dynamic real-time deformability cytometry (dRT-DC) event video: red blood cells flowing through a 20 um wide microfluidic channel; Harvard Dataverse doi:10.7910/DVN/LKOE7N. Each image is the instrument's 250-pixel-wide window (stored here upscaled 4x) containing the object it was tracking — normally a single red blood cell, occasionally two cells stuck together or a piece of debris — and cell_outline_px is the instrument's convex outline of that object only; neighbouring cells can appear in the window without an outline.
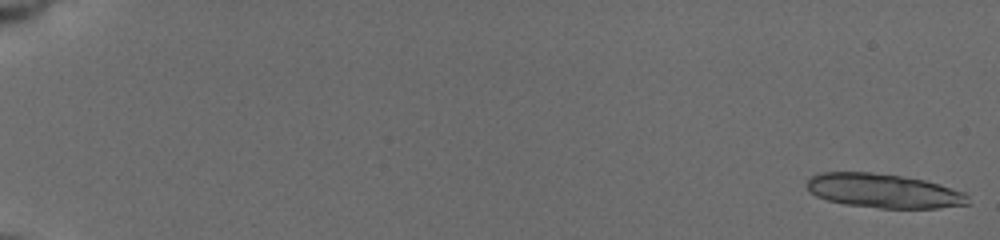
{"species": "common noctule bat (a hibernating species)", "species_latin": "Nyctalus noctula", "temperature_condition": "cold", "stored_images_in_passage": 20, "camera_frame_rate_fps": 3000, "um_per_image_px": 0.085, "animal": {"sex": "female", "body_mass_g": 19.5, "forearm_length_mm": 54.1}, "frame": {"image": 1, "passage_image": 1, "time_ms": 0.0, "image_size_px": [1000, 240], "cell_outline_px": [[968, 204], [940, 208], [880, 208], [844, 204], [828, 200], [816, 196], [804, 184], [812, 176], [824, 172], [868, 172], [900, 176], [924, 180], [940, 184], [964, 192], [968, 196]], "centroid_in_image_um": [75.11, 16.23], "position_along_channel_um": 9.9, "area_um2": 31.91}}